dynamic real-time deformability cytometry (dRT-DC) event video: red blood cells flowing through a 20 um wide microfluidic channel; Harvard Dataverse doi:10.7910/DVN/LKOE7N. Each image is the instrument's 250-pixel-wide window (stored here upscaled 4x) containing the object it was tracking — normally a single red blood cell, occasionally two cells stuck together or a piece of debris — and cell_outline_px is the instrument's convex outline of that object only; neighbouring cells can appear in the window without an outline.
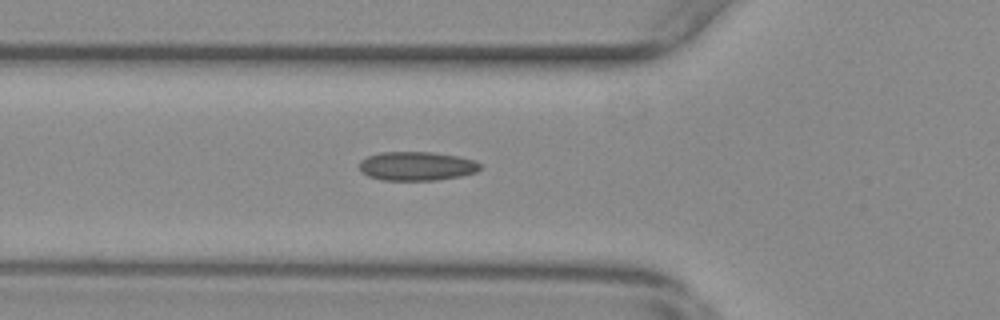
{"species": "common noctule bat (a hibernating species)", "species_latin": "Nyctalus noctula", "temperature_condition": "warm", "stored_images_in_passage": 42, "camera_frame_rate_fps": 3000, "um_per_image_px": 0.085, "animal": {"sex": "female", "body_mass_g": 29.2, "forearm_length_mm": 56.3}, "frame": {"image": 1, "passage_image": 20, "time_ms": 6.333, "image_size_px": [1000, 320], "cell_outline_px": [[480, 168], [476, 172], [460, 176], [436, 180], [380, 180], [368, 176], [360, 172], [360, 160], [368, 156], [380, 152], [432, 152], [456, 156], [472, 160], [480, 164]], "centroid_in_image_um": [35.37, 14.12], "position_along_channel_um": 90.4, "area_um2": 20.29}}
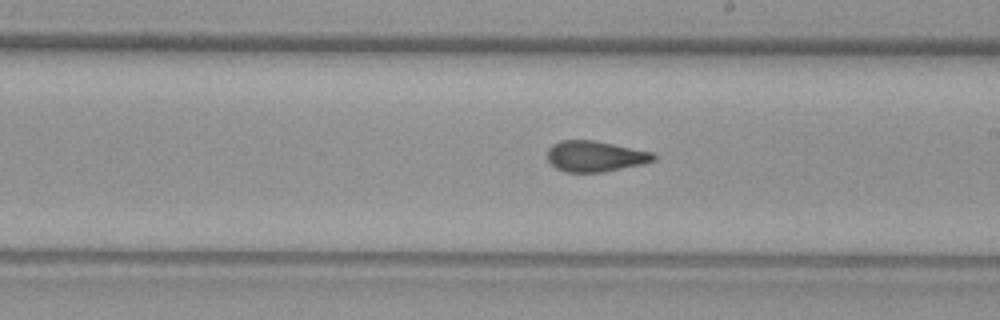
{"frame": {"image": 2, "passage_image": 32, "time_ms": 10.333, "image_size_px": [1000, 320], "cell_outline_px": [[656, 160], [644, 164], [604, 172], [564, 172], [556, 168], [548, 160], [548, 148], [552, 144], [560, 140], [592, 140], [652, 152], [656, 156]], "centroid_in_image_um": [50.59, 13.29], "position_along_channel_um": 238.4, "area_um2": 19.07}}
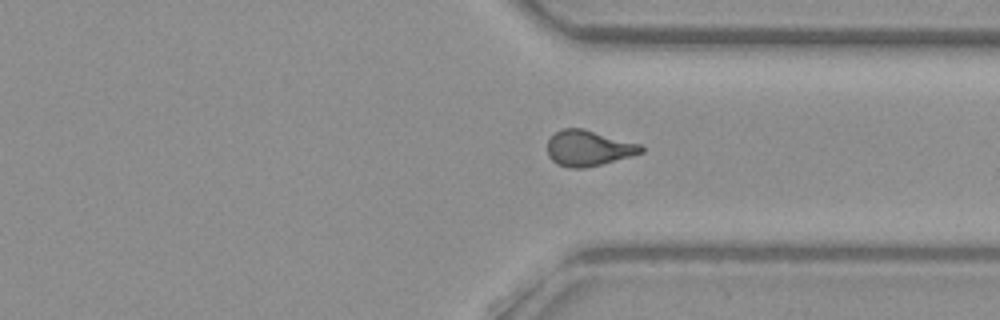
{"frame": {"image": 3, "passage_image": 42, "time_ms": 13.667, "image_size_px": [1000, 320], "cell_outline_px": [[644, 152], [632, 156], [584, 168], [568, 168], [556, 164], [548, 156], [548, 140], [560, 128], [584, 128], [640, 144], [644, 148]], "centroid_in_image_um": [50.01, 12.59], "position_along_channel_um": 361.4, "area_um2": 19.54}, "authors_computed_cell_mechanics": {"area_um2": 19.5364, "velocity_mm_per_s": 3.6889, "shape_relaxation_time_tau1_ms": null, "shape_relaxation_time_tau2_ms": 1.4424, "deformation_change_tau1": null, "deformation_change_tau2": 0.0758}}